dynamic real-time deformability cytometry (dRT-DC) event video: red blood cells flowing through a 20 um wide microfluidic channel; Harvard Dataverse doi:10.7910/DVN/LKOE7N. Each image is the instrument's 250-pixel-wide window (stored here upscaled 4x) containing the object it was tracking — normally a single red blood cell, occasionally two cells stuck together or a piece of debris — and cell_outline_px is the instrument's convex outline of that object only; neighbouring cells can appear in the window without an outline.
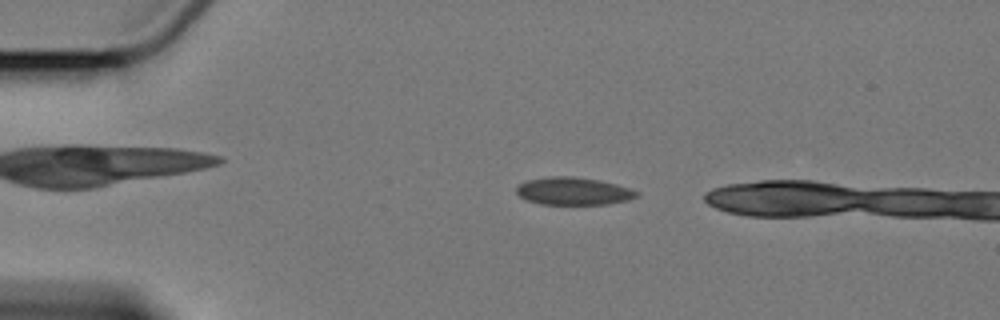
{"species": "Egyptian fruit bat (a non-hibernating species)", "species_latin": "Rousettus aegyptiacus", "temperature_condition": "cold", "stored_images_in_passage": 4, "camera_frame_rate_fps": 3000, "um_per_image_px": 0.085, "animal": {"sex": "female"}, "frame": {"image": 1, "passage_image": 1, "time_ms": 0.0, "image_size_px": [1000, 320], "cell_outline_px": [[640, 196], [628, 200], [608, 204], [540, 204], [524, 200], [516, 192], [516, 188], [524, 180], [548, 176], [572, 176], [600, 180], [616, 184], [640, 192]], "centroid_in_image_um": [48.72, 16.24], "position_along_channel_um": 36.3, "area_um2": 19.59}}
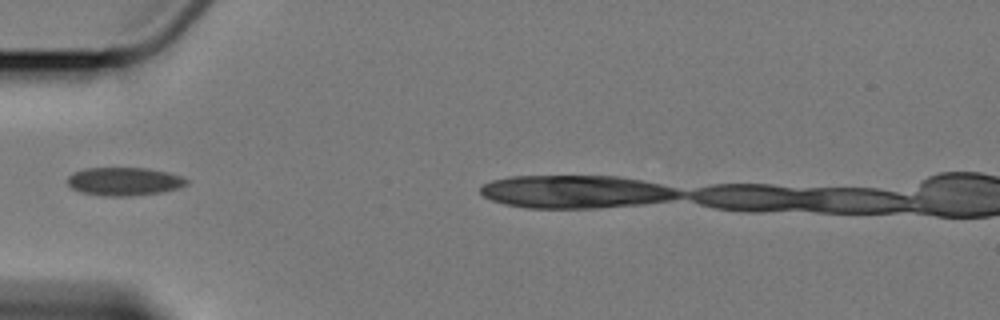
{"frame": {"image": 2, "passage_image": 3, "time_ms": 2.333, "image_size_px": [1000, 320], "cell_outline_px": [[188, 184], [176, 188], [160, 192], [132, 196], [104, 196], [80, 192], [72, 188], [68, 184], [68, 176], [84, 168], [148, 168], [168, 172], [180, 176], [188, 180]], "centroid_in_image_um": [10.54, 15.42], "position_along_channel_um": 74.5, "area_um2": 19.48}}